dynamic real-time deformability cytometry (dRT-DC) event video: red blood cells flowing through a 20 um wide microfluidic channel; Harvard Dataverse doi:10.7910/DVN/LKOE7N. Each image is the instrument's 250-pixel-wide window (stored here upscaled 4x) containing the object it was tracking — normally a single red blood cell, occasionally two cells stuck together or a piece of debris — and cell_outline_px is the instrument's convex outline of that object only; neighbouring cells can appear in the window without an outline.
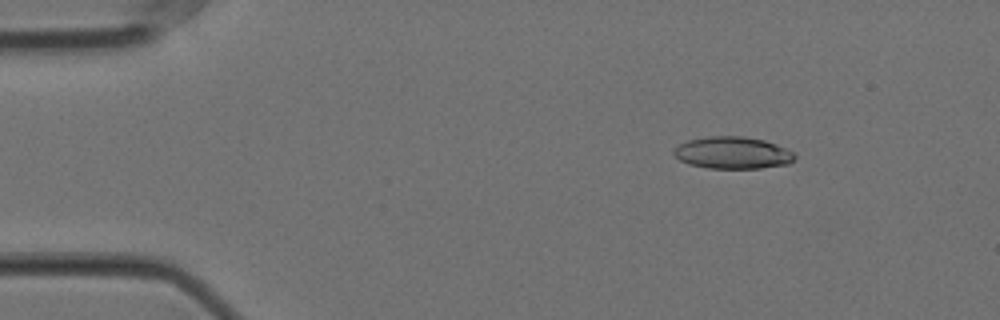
{"species": "Egyptian fruit bat (a non-hibernating species)", "species_latin": "Rousettus aegyptiacus", "temperature_condition": "cold", "stored_images_in_passage": 57, "camera_frame_rate_fps": 3000, "um_per_image_px": 0.085, "animal": {"sex": "female"}, "frame": {"image": 1, "passage_image": 8, "time_ms": 2.333, "image_size_px": [1000, 320], "cell_outline_px": [[796, 156], [788, 164], [760, 168], [708, 168], [688, 164], [680, 160], [672, 152], [680, 144], [688, 140], [708, 136], [744, 136], [764, 140], [776, 144], [792, 152]], "centroid_in_image_um": [62.26, 12.98], "position_along_channel_um": 22.7, "area_um2": 22.43}}
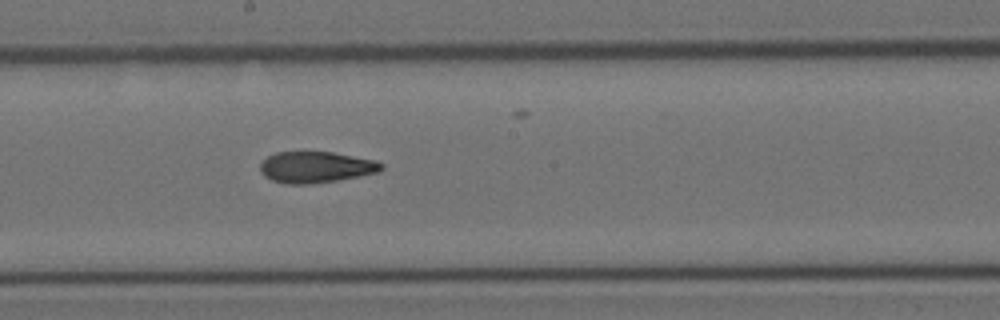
{"frame": {"image": 2, "passage_image": 31, "time_ms": 10.0, "image_size_px": [1000, 320], "cell_outline_px": [[384, 168], [380, 172], [336, 180], [312, 184], [284, 184], [272, 180], [264, 176], [260, 172], [260, 164], [268, 156], [276, 152], [332, 152], [376, 160], [384, 164]], "centroid_in_image_um": [26.86, 14.21], "position_along_channel_um": 221.3, "area_um2": 22.14}}
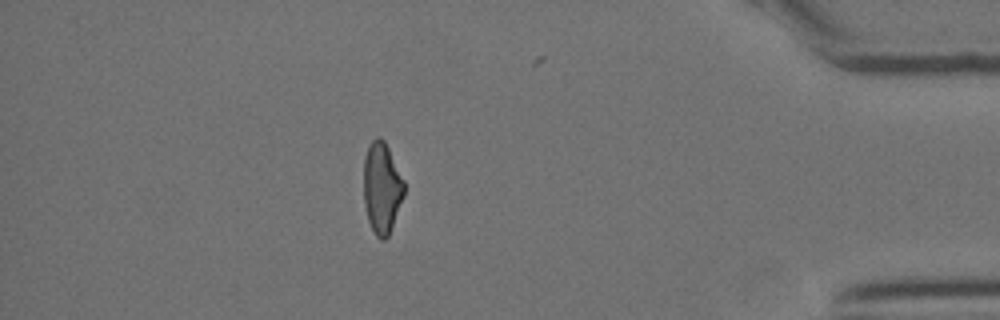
{"frame": {"image": 3, "passage_image": 50, "time_ms": 16.333, "image_size_px": [1000, 320], "cell_outline_px": [[404, 196], [388, 236], [384, 240], [380, 240], [376, 236], [368, 220], [364, 204], [364, 156], [368, 144], [376, 136], [380, 136], [384, 140], [404, 180]], "centroid_in_image_um": [32.45, 15.94], "position_along_channel_um": 402.8, "area_um2": 21.5}, "authors_computed_cell_mechanics": {"area_um2": 22.4264, "velocity_mm_per_s": 3.5561, "shape_relaxation_time_tau1_ms": null, "shape_relaxation_time_tau2_ms": 3.6887, "deformation_change_tau1": null, "deformation_change_tau2": 0.1167}}